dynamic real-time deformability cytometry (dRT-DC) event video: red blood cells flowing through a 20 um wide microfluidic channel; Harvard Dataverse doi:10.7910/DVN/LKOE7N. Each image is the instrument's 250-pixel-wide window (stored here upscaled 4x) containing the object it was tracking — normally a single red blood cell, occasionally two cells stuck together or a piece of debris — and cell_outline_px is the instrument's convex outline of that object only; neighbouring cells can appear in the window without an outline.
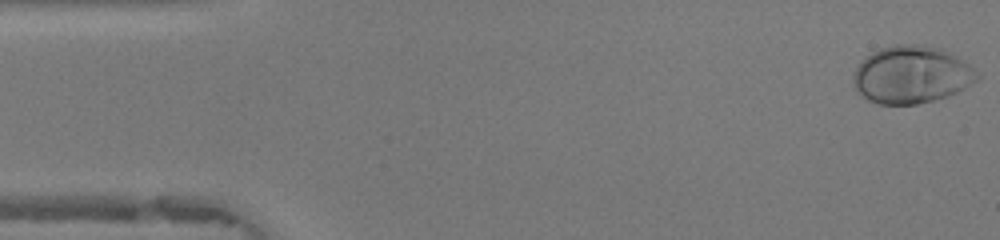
{"species": "human", "species_latin": "Homo sapiens", "temperature_condition": "warm", "stored_images_in_passage": 48, "camera_frame_rate_fps": 3000, "um_per_image_px": 0.085, "donor": {"sex": "female"}, "frame": {"image": 1, "passage_image": 1, "time_ms": 0.0, "image_size_px": [1000, 240], "cell_outline_px": [[980, 76], [976, 80], [964, 88], [948, 96], [916, 104], [880, 104], [868, 100], [860, 96], [856, 92], [852, 84], [852, 76], [856, 68], [872, 52], [880, 48], [896, 44], [920, 44], [944, 48], [968, 64]], "centroid_in_image_um": [77.44, 6.35], "position_along_channel_um": 7.6, "area_um2": 41.5}}
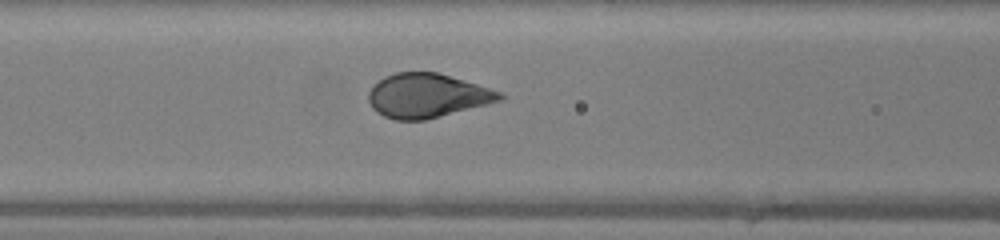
{"frame": {"image": 2, "passage_image": 19, "time_ms": 6.0, "image_size_px": [1000, 240], "cell_outline_px": [[504, 96], [500, 100], [424, 120], [396, 120], [384, 116], [376, 112], [372, 108], [368, 100], [368, 92], [384, 76], [396, 72], [440, 72], [504, 92]], "centroid_in_image_um": [36.3, 8.11], "position_along_channel_um": 130.3, "area_um2": 33.58}}
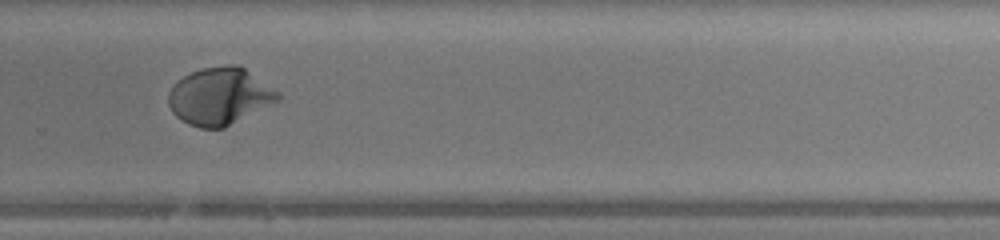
{"frame": {"image": 3, "passage_image": 32, "time_ms": 10.333, "image_size_px": [1000, 240], "cell_outline_px": [[280, 96], [276, 100], [224, 128], [200, 128], [188, 124], [180, 120], [172, 112], [168, 104], [168, 92], [172, 84], [176, 80], [192, 72], [204, 68], [228, 64], [236, 64], [244, 68], [280, 92]], "centroid_in_image_um": [18.6, 8.17], "position_along_channel_um": 311.2, "area_um2": 36.13}, "authors_computed_cell_mechanics": {"area_um2": 35.8649, "velocity_mm_per_s": 4.1858, "shape_relaxation_time_tau1_ms": 2.6661, "shape_relaxation_time_tau2_ms": null, "deformation_change_tau1": 0.1946, "deformation_change_tau2": null}}